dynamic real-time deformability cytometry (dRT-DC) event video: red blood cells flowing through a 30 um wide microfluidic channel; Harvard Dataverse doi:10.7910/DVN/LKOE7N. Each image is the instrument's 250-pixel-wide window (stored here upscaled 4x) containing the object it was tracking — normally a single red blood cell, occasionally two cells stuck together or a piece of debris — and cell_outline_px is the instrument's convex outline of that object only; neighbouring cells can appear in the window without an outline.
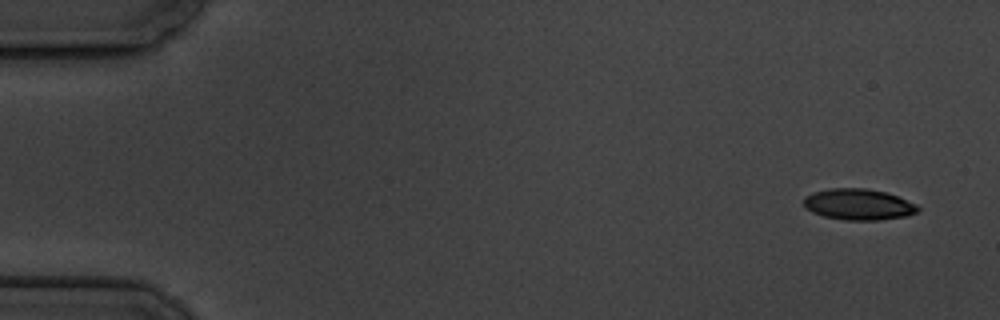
{"species": "common noctule bat (a hibernating species)", "species_latin": "Nyctalus noctula", "temperature_condition": "cold", "stored_images_in_passage": 4, "camera_frame_rate_fps": 3000, "um_per_image_px": 0.085, "animal": {"sex": "male", "body_mass_g": 19.5, "forearm_length_mm": 54.6}, "frame": {"image": 1, "passage_image": 1, "time_ms": 0.0, "image_size_px": [1000, 320], "cell_outline_px": [[920, 208], [916, 212], [908, 216], [880, 220], [844, 220], [824, 216], [812, 212], [804, 208], [804, 196], [812, 192], [828, 188], [864, 188], [884, 192], [896, 196], [916, 204]], "centroid_in_image_um": [72.93, 17.38], "position_along_channel_um": 12.1, "area_um2": 20.75}}
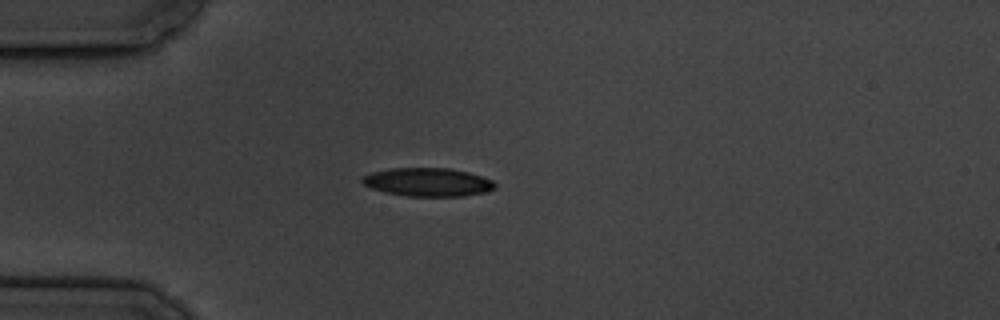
{"frame": {"image": 2, "passage_image": 4, "time_ms": 4.333, "image_size_px": [1000, 320], "cell_outline_px": [[496, 188], [488, 192], [464, 196], [408, 196], [388, 192], [372, 188], [364, 184], [360, 180], [364, 176], [372, 172], [392, 168], [448, 168], [468, 172], [484, 176], [492, 180], [496, 184]], "centroid_in_image_um": [36.43, 15.48], "position_along_channel_um": 48.6, "area_um2": 21.96}}